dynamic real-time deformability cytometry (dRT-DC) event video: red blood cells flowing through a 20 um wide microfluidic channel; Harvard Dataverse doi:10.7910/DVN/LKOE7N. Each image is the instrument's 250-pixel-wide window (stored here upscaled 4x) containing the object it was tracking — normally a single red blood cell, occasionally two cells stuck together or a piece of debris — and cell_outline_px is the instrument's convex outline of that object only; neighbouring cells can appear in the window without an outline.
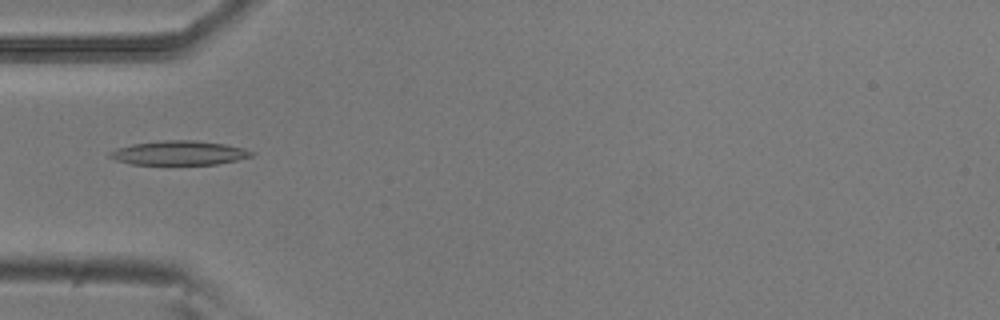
{"species": "common noctule bat (a hibernating species)", "species_latin": "Nyctalus noctula", "temperature_condition": "room temperature", "stored_images_in_passage": 10, "camera_frame_rate_fps": 3000, "um_per_image_px": 0.085, "animal": {"sex": "male", "body_mass_g": 20.5, "forearm_length_mm": 52.5}, "frame": {"image": 1, "passage_image": 5, "time_ms": 1.333, "image_size_px": [1000, 320], "cell_outline_px": [[256, 152], [252, 156], [236, 160], [216, 164], [132, 164], [116, 160], [108, 156], [108, 152], [116, 148], [132, 144], [160, 140], [196, 140], [224, 144], [244, 148]], "centroid_in_image_um": [15.21, 12.99], "position_along_channel_um": 69.8, "area_um2": 20.0}}
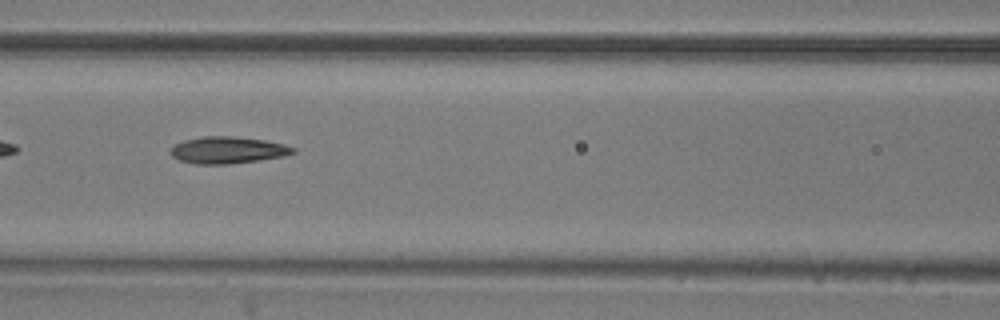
{"frame": {"image": 2, "passage_image": 7, "time_ms": 2.0, "image_size_px": [1000, 320], "cell_outline_px": [[296, 152], [284, 156], [228, 164], [196, 164], [180, 160], [172, 156], [168, 152], [176, 144], [184, 140], [204, 136], [232, 136], [264, 140], [284, 144], [296, 148]], "centroid_in_image_um": [19.35, 12.75], "position_along_channel_um": 147.2, "area_um2": 19.02}}
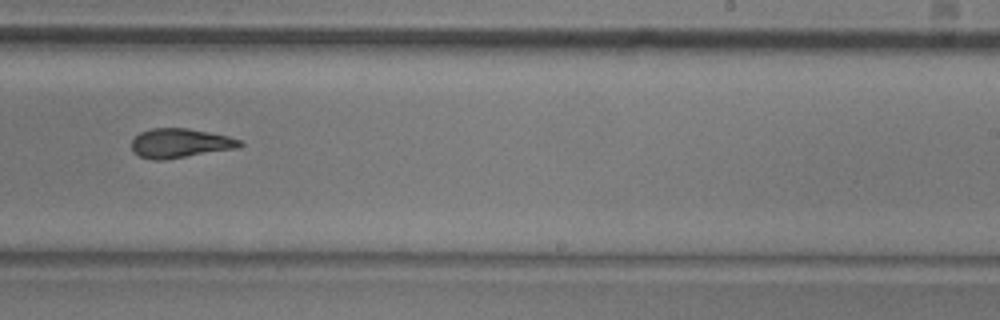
{"frame": {"image": 3, "passage_image": 10, "time_ms": 3.0, "image_size_px": [1000, 320], "cell_outline_px": [[244, 144], [236, 148], [164, 160], [152, 160], [140, 156], [132, 152], [132, 140], [140, 132], [152, 128], [188, 128], [228, 136], [240, 140]], "centroid_in_image_um": [15.28, 12.17], "position_along_channel_um": 273.7, "area_um2": 18.38}}